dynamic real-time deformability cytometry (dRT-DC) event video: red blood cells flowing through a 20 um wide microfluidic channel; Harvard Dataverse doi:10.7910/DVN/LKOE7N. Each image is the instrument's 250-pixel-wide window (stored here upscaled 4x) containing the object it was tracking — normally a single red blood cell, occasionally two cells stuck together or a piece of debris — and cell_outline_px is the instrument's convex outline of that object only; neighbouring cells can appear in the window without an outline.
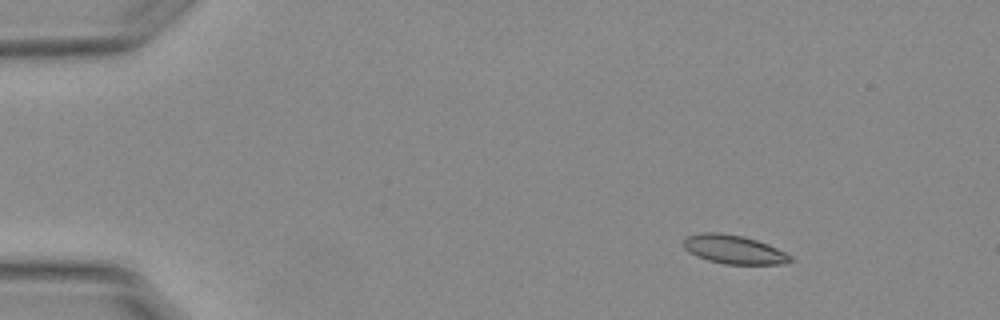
{"species": "Egyptian fruit bat (a non-hibernating species)", "species_latin": "Rousettus aegyptiacus", "temperature_condition": "warm", "stored_images_in_passage": 54, "camera_frame_rate_fps": 3000, "um_per_image_px": 0.085, "animal": {"sex": "female"}, "frame": {"image": 1, "passage_image": 7, "time_ms": 2.0, "image_size_px": [1000, 320], "cell_outline_px": [[796, 260], [780, 264], [724, 264], [708, 260], [696, 256], [684, 248], [684, 240], [688, 236], [704, 232], [716, 232], [740, 236], [756, 240], [768, 244], [792, 256]], "centroid_in_image_um": [62.4, 21.22], "position_along_channel_um": 22.6, "area_um2": 17.69}}
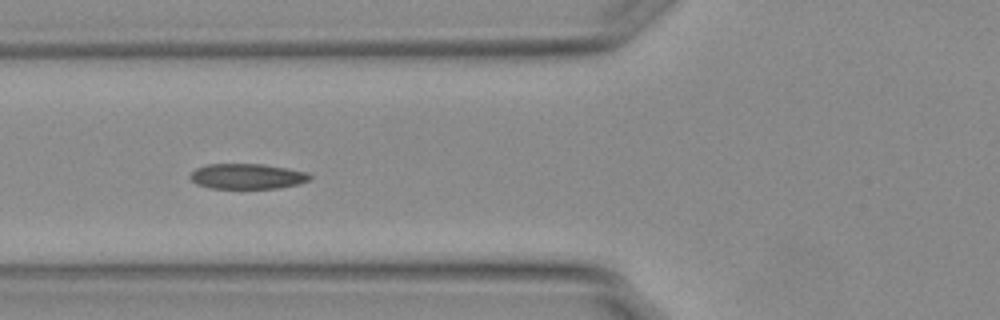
{"frame": {"image": 2, "passage_image": 21, "time_ms": 6.667, "image_size_px": [1000, 320], "cell_outline_px": [[312, 180], [300, 184], [280, 188], [208, 188], [196, 184], [188, 176], [196, 168], [208, 164], [264, 164], [288, 168], [308, 172], [312, 176]], "centroid_in_image_um": [21.06, 14.99], "position_along_channel_um": 104.7, "area_um2": 17.92}}
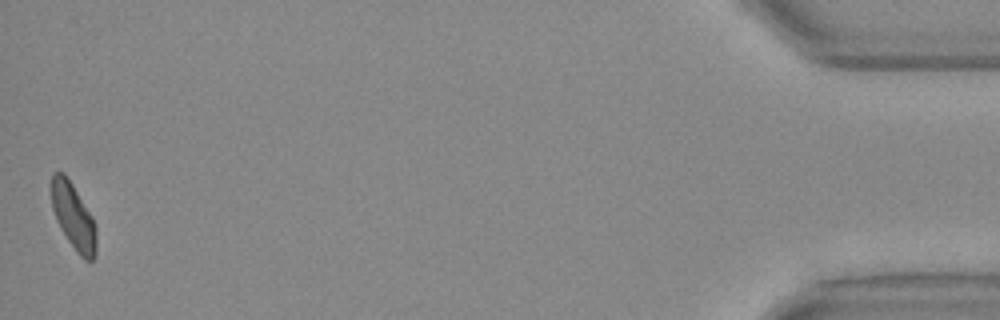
{"frame": {"image": 3, "passage_image": 54, "time_ms": 17.667, "image_size_px": [1000, 320], "cell_outline_px": [[96, 256], [92, 260], [84, 260], [76, 252], [60, 228], [56, 220], [52, 208], [52, 172], [64, 172], [72, 184], [92, 216], [96, 228]], "centroid_in_image_um": [6.25, 18.43], "position_along_channel_um": 429.0, "area_um2": 17.17}, "authors_computed_cell_mechanics": {"area_um2": 17.8602, "velocity_mm_per_s": 3.7686, "shape_relaxation_time_tau1_ms": 5.4321, "shape_relaxation_time_tau2_ms": 1.8452, "deformation_change_tau1": 0.1706, "deformation_change_tau2": 0.0693}}